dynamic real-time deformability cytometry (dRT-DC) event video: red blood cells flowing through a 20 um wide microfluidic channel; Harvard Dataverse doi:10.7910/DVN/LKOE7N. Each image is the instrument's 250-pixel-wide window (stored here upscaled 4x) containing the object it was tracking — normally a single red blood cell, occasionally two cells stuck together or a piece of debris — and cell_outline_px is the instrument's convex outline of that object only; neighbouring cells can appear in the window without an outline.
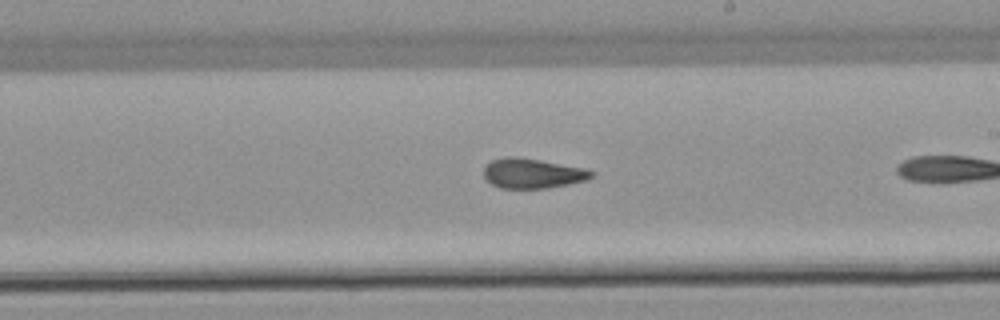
{"species": "common noctule bat (a hibernating species)", "species_latin": "Nyctalus noctula", "temperature_condition": "warm", "stored_images_in_passage": 15, "camera_frame_rate_fps": 3000, "um_per_image_px": 0.085, "animal": {"sex": "male", "body_mass_g": 21.5, "forearm_length_mm": 52.0}, "frame": {"image": 1, "passage_image": 11, "time_ms": 3.333, "image_size_px": [1000, 320], "cell_outline_px": [[596, 172], [588, 180], [548, 188], [500, 188], [492, 184], [484, 176], [484, 168], [492, 160], [508, 156], [516, 156], [540, 160], [584, 168]], "centroid_in_image_um": [45.28, 14.73], "position_along_channel_um": 243.7, "area_um2": 18.67}}